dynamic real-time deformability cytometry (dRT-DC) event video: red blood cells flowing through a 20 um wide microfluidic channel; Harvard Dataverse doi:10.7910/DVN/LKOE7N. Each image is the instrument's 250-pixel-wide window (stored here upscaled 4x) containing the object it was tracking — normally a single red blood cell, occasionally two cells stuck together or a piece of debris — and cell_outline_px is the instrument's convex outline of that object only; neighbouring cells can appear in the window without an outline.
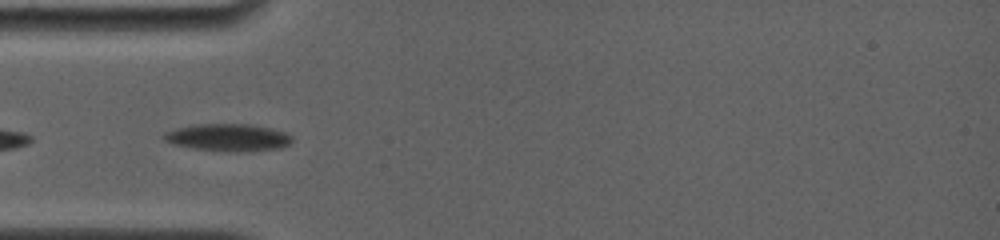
{"species": "common noctule bat (a hibernating species)", "species_latin": "Nyctalus noctula", "temperature_condition": "room temperature", "stored_images_in_passage": 2, "camera_frame_rate_fps": 4000, "um_per_image_px": 0.085, "animal": {"sex": "female", "body_mass_g": 19.0, "forearm_length_mm": 56.7}, "frame": {"image": 1, "passage_image": 1, "time_ms": 0.0, "image_size_px": [1000, 240], "cell_outline_px": [[292, 140], [288, 144], [280, 148], [224, 152], [192, 148], [176, 144], [164, 140], [160, 136], [164, 132], [176, 128], [196, 124], [248, 124], [268, 128], [284, 132], [292, 136]], "centroid_in_image_um": [19.32, 11.68], "position_along_channel_um": 65.7, "area_um2": 20.17}}